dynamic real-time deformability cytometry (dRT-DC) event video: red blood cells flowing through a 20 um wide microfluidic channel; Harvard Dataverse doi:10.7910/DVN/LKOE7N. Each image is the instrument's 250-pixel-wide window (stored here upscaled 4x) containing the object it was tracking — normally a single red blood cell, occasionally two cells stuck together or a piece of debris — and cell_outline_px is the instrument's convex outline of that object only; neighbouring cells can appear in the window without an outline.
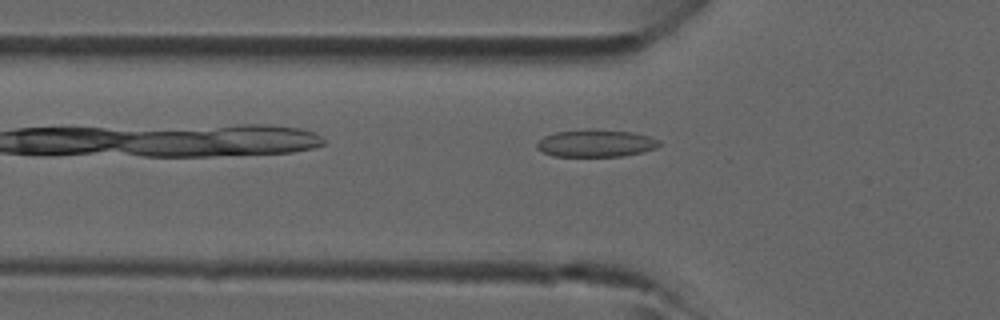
{"species": "common noctule bat (a hibernating species)", "species_latin": "Nyctalus noctula", "temperature_condition": "room temperature", "stored_images_in_passage": 6, "camera_frame_rate_fps": 3000, "um_per_image_px": 0.085, "animal": {"sex": "male", "forearm_length_mm": 52.5}, "frame": {"image": 1, "passage_image": 6, "time_ms": 1.667, "image_size_px": [1000, 320], "cell_outline_px": [[660, 144], [656, 148], [644, 152], [624, 156], [552, 156], [536, 148], [536, 144], [544, 136], [556, 132], [588, 128], [592, 128], [632, 132], [648, 136], [660, 140]], "centroid_in_image_um": [50.66, 12.17], "position_along_channel_um": 75.1, "area_um2": 19.71}}